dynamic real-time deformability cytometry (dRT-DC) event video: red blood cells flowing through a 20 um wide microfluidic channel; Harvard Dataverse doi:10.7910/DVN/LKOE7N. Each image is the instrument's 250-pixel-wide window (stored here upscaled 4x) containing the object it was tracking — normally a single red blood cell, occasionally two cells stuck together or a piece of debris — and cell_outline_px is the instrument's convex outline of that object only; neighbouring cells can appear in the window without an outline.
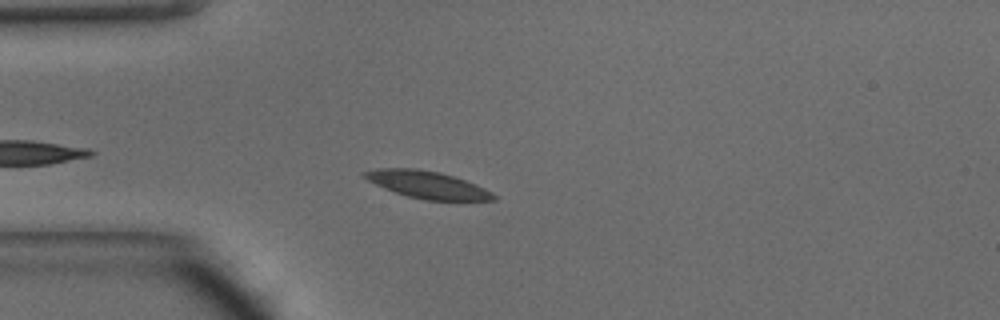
{"species": "common noctule bat (a hibernating species)", "species_latin": "Nyctalus noctula", "temperature_condition": "warm", "stored_images_in_passage": 6, "camera_frame_rate_fps": 3000, "um_per_image_px": 0.085, "animal": {"sex": "male", "body_mass_g": 15.6}, "frame": {"image": 1, "passage_image": 4, "time_ms": 1.0, "image_size_px": [1000, 320], "cell_outline_px": [[496, 200], [424, 200], [408, 196], [384, 188], [368, 180], [360, 172], [376, 168], [416, 168], [440, 172], [464, 180], [484, 188], [492, 192], [496, 196]], "centroid_in_image_um": [36.3, 15.69], "position_along_channel_um": 48.7, "area_um2": 20.29}}